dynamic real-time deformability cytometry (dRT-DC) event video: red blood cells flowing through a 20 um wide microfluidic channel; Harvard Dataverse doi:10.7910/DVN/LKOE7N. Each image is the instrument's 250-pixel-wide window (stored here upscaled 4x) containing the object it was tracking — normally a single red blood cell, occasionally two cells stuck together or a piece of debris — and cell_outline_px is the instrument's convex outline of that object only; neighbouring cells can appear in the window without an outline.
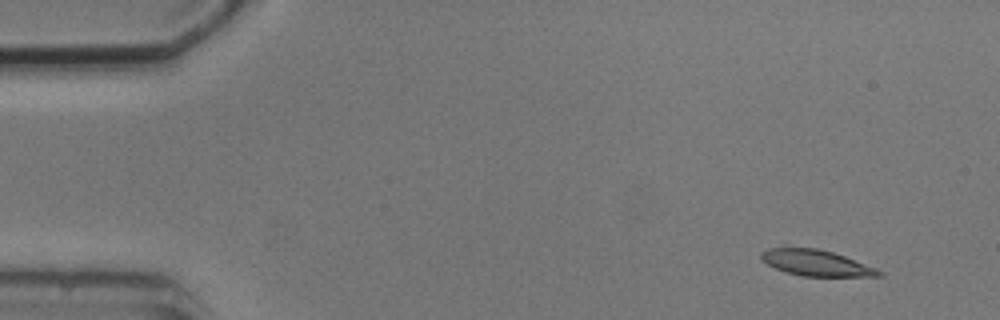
{"species": "common noctule bat (a hibernating species)", "species_latin": "Nyctalus noctula", "temperature_condition": "cold", "stored_images_in_passage": 6, "camera_frame_rate_fps": 3000, "um_per_image_px": 0.085, "animal": {"sex": "male", "body_mass_g": 20.5, "forearm_length_mm": 52.5}, "frame": {"image": 1, "passage_image": 2, "time_ms": 1.333, "image_size_px": [1000, 320], "cell_outline_px": [[884, 276], [804, 276], [784, 272], [760, 260], [760, 252], [768, 248], [784, 244], [816, 248], [832, 252], [844, 256], [876, 268], [884, 272]], "centroid_in_image_um": [69.27, 22.3], "position_along_channel_um": 15.7, "area_um2": 18.38}}